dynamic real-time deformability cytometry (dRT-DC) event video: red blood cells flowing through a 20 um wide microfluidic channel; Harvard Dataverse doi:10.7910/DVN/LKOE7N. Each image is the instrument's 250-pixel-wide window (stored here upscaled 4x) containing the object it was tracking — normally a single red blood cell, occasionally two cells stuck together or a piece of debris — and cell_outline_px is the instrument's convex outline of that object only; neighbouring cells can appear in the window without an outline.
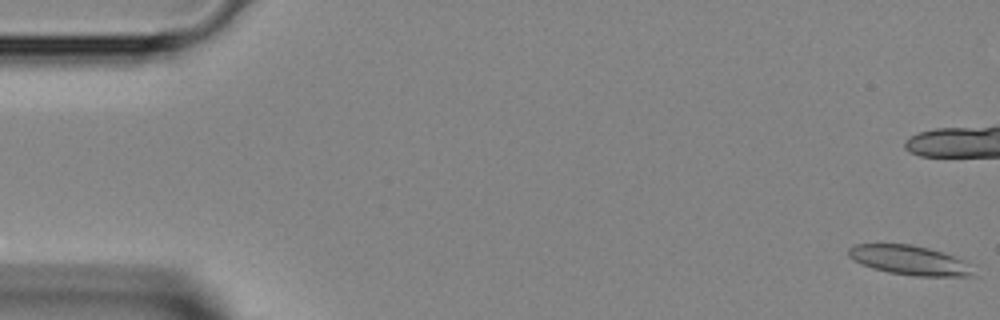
{"species": "Egyptian fruit bat (a non-hibernating species)", "species_latin": "Rousettus aegyptiacus", "temperature_condition": "room temperature", "stored_images_in_passage": 45, "camera_frame_rate_fps": 3000, "um_per_image_px": 0.085, "animal": {"sex": "female"}, "frame": {"image": 1, "passage_image": 1, "time_ms": 0.0, "image_size_px": [1000, 320], "cell_outline_px": [[980, 276], [912, 276], [888, 272], [872, 268], [860, 264], [848, 256], [848, 248], [856, 244], [912, 244], [944, 252], [964, 260]], "centroid_in_image_um": [77.34, 22.13], "position_along_channel_um": 7.7, "area_um2": 21.68}}